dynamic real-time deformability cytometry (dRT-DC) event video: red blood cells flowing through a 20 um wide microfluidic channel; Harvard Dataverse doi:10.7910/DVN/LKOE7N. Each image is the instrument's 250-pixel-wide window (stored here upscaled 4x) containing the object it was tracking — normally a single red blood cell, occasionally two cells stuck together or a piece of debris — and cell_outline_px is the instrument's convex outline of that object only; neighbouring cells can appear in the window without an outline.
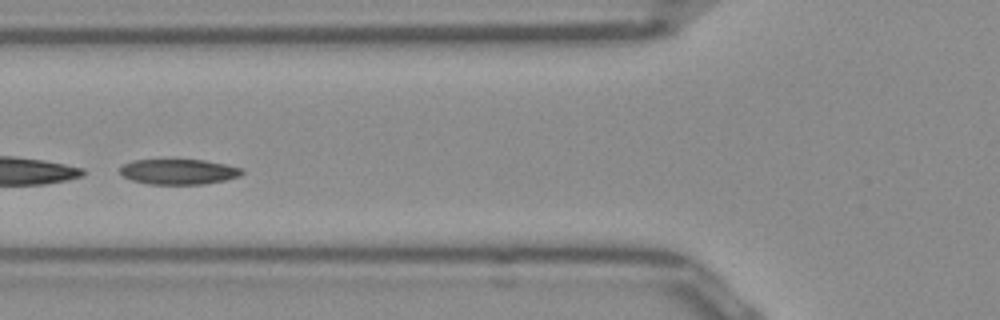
{"species": "Egyptian fruit bat (a non-hibernating species)", "species_latin": "Rousettus aegyptiacus", "temperature_condition": "room temperature", "stored_images_in_passage": 36, "segment_of_instrument_passage": [2, 2], "camera_frame_rate_fps": 3000, "um_per_image_px": 0.085, "frame": {"image": 1, "passage_image": 15, "time_ms": 4.667, "image_size_px": [1000, 320], "cell_outline_px": [[244, 172], [240, 176], [224, 180], [204, 184], [148, 184], [132, 180], [124, 176], [120, 172], [120, 168], [124, 164], [132, 160], [204, 160], [244, 168]], "centroid_in_image_um": [15.21, 14.6], "position_along_channel_um": 110.6, "area_um2": 17.92}}
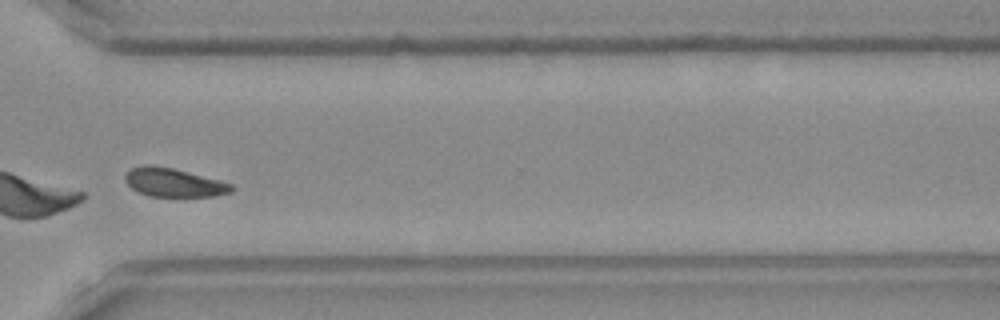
{"frame": {"image": 2, "passage_image": 34, "time_ms": 11.0, "image_size_px": [1000, 320], "cell_outline_px": [[236, 188], [232, 192], [216, 196], [180, 200], [148, 196], [132, 188], [124, 180], [124, 176], [132, 168], [144, 164], [152, 164], [172, 168], [220, 180], [232, 184]], "centroid_in_image_um": [14.82, 15.58], "position_along_channel_um": 355.8, "area_um2": 18.73}}